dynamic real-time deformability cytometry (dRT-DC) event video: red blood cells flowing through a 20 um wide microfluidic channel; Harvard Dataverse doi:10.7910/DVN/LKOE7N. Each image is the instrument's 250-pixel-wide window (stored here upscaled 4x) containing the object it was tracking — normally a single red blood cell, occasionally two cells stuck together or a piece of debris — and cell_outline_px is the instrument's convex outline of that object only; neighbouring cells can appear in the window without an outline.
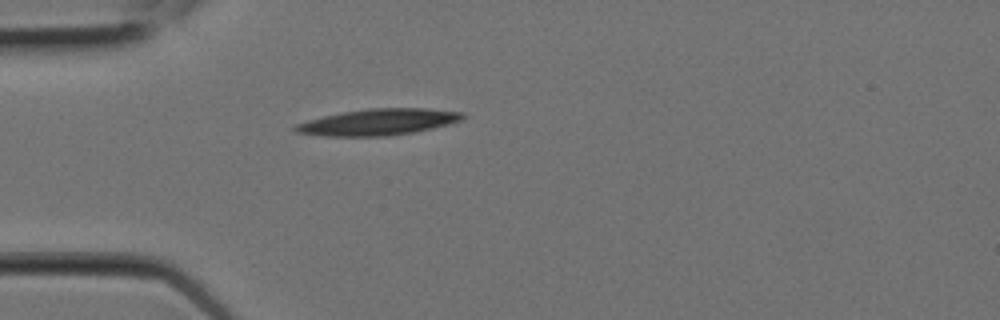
{"species": "Egyptian fruit bat (a non-hibernating species)", "species_latin": "Rousettus aegyptiacus", "temperature_condition": "room temperature", "stored_images_in_passage": 1, "camera_frame_rate_fps": 3000, "um_per_image_px": 0.085, "animal": {"sex": "female"}, "frame": {"image": 1, "passage_image": 1, "time_ms": 0.0, "image_size_px": [1000, 320], "cell_outline_px": [[468, 116], [460, 120], [448, 124], [432, 128], [412, 132], [388, 136], [324, 136], [296, 132], [292, 128], [296, 124], [308, 120], [324, 116], [344, 112], [368, 108], [428, 108], [464, 112]], "centroid_in_image_um": [32.18, 10.37], "position_along_channel_um": 52.8, "area_um2": 25.61}}